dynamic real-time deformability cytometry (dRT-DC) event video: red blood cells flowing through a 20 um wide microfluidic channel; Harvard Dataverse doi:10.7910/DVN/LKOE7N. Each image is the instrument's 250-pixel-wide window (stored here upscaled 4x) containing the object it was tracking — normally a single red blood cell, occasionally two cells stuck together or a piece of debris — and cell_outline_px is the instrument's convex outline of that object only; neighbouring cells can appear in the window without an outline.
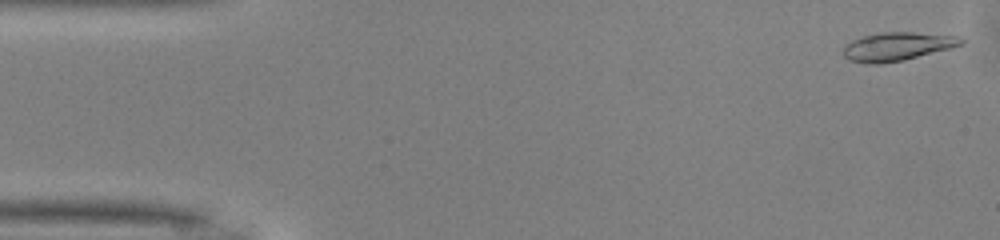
{"species": "common noctule bat (a hibernating species)", "species_latin": "Nyctalus noctula", "temperature_condition": "warm", "stored_images_in_passage": 38, "camera_frame_rate_fps": 3000, "um_per_image_px": 0.085, "animal": {"sex": "male", "body_mass_g": 13.0, "forearm_length_mm": 53.1}, "frame": {"image": 1, "passage_image": 1, "time_ms": 0.0, "image_size_px": [1000, 240], "cell_outline_px": [[964, 44], [952, 48], [904, 60], [880, 64], [868, 64], [848, 60], [844, 56], [844, 48], [852, 40], [864, 36], [880, 32], [912, 32], [956, 36], [964, 40]], "centroid_in_image_um": [76.28, 3.96], "position_along_channel_um": 8.7, "area_um2": 19.48}}
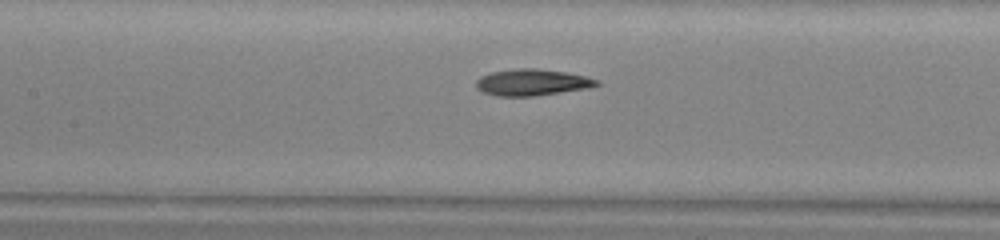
{"frame": {"image": 2, "passage_image": 21, "time_ms": 6.667, "image_size_px": [1000, 240], "cell_outline_px": [[600, 84], [588, 88], [532, 96], [496, 96], [484, 92], [476, 88], [476, 80], [480, 76], [488, 72], [516, 68], [536, 68], [564, 72], [584, 76], [600, 80]], "centroid_in_image_um": [45.18, 6.99], "position_along_channel_um": 162.2, "area_um2": 18.61}}
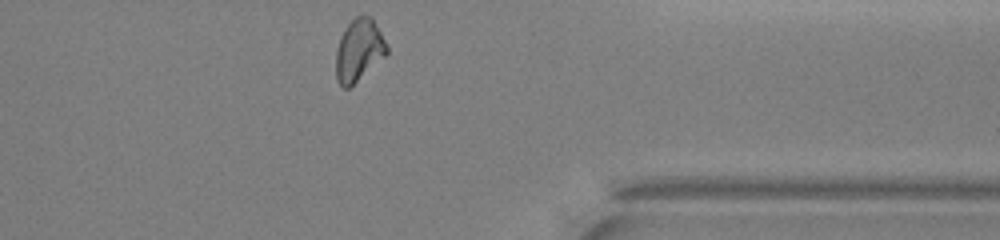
{"frame": {"image": 3, "passage_image": 38, "time_ms": 12.333, "image_size_px": [1000, 240], "cell_outline_px": [[388, 52], [384, 56], [348, 88], [344, 88], [336, 80], [336, 52], [340, 36], [344, 28], [356, 16], [364, 12], [372, 20], [380, 32], [388, 48]], "centroid_in_image_um": [30.47, 4.24], "position_along_channel_um": 380.9, "area_um2": 18.03}, "authors_computed_cell_mechanics": {"area_um2": 18.3515, "velocity_mm_per_s": 4.1374, "shape_relaxation_time_tau1_ms": 8.3955, "shape_relaxation_time_tau2_ms": 2.9778, "deformation_change_tau1": 0.205, "deformation_change_tau2": 0.1025}}